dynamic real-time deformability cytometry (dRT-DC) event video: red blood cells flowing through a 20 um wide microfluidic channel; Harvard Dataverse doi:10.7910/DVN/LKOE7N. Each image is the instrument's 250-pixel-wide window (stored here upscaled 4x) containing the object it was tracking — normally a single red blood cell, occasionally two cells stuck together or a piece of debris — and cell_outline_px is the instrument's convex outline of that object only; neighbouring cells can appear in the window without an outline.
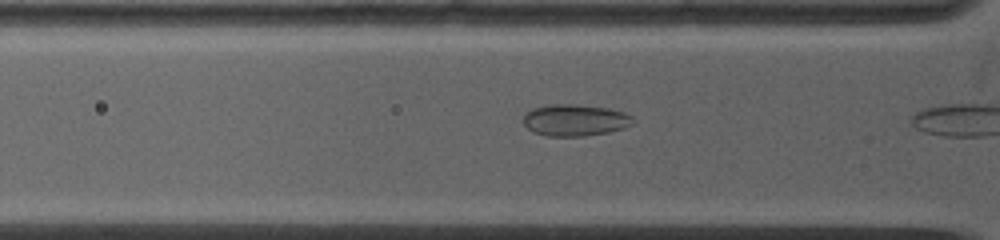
{"species": "common noctule bat (a hibernating species)", "species_latin": "Nyctalus noctula", "temperature_condition": "warm", "stored_images_in_passage": 17, "camera_frame_rate_fps": 5000, "um_per_image_px": 0.085, "animal": {"sex": "female", "body_mass_g": 19.0, "forearm_length_mm": 53.3}, "frame": {"image": 1, "passage_image": 6, "time_ms": 1.2, "image_size_px": [1000, 240], "cell_outline_px": [[636, 120], [632, 124], [624, 128], [608, 132], [584, 136], [548, 136], [532, 132], [524, 124], [524, 116], [532, 108], [548, 104], [576, 104], [608, 108], [624, 112], [632, 116]], "centroid_in_image_um": [48.89, 10.21], "position_along_channel_um": 76.9, "area_um2": 20.35}}
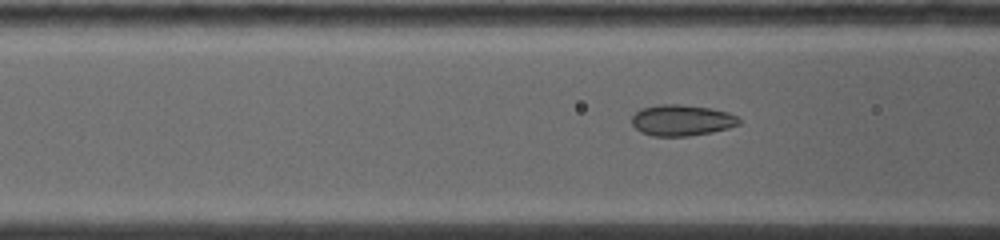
{"frame": {"image": 2, "passage_image": 10, "time_ms": 2.0, "image_size_px": [1000, 240], "cell_outline_px": [[740, 124], [728, 128], [712, 132], [688, 136], [652, 136], [640, 132], [632, 124], [632, 116], [640, 108], [660, 104], [680, 104], [708, 108], [728, 112], [736, 116], [740, 120]], "centroid_in_image_um": [57.92, 10.22], "position_along_channel_um": 108.7, "area_um2": 19.42}}